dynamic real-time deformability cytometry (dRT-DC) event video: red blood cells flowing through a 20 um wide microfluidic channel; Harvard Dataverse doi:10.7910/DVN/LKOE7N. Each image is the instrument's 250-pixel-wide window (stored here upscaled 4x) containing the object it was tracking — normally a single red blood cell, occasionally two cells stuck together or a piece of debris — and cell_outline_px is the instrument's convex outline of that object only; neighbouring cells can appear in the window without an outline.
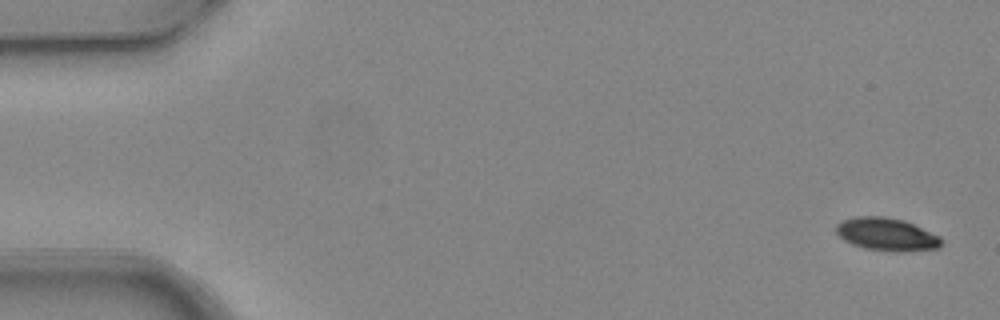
{"species": "common noctule bat (a hibernating species)", "species_latin": "Nyctalus noctula", "temperature_condition": "warm", "stored_images_in_passage": 6, "camera_frame_rate_fps": 3000, "um_per_image_px": 0.085, "animal": {"sex": "female", "body_mass_g": 24.6, "forearm_length_mm": 56.2}, "frame": {"image": 1, "passage_image": 1, "time_ms": 0.0, "image_size_px": [1000, 320], "cell_outline_px": [[940, 244], [936, 248], [900, 252], [892, 252], [864, 248], [852, 244], [844, 240], [836, 232], [836, 224], [844, 220], [856, 216], [884, 216], [904, 220], [940, 236]], "centroid_in_image_um": [75.33, 19.91], "position_along_channel_um": 9.7, "area_um2": 20.0}}
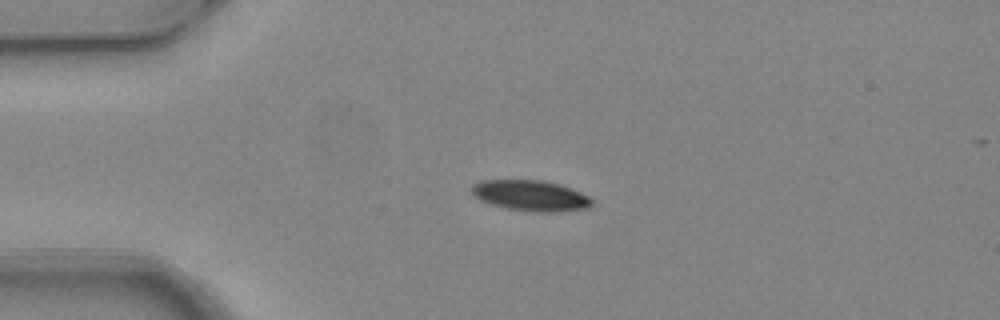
{"frame": {"image": 2, "passage_image": 4, "time_ms": 1.0, "image_size_px": [1000, 320], "cell_outline_px": [[592, 204], [588, 208], [556, 212], [540, 212], [504, 208], [480, 200], [472, 196], [472, 184], [480, 180], [544, 180], [560, 184], [572, 188], [588, 196], [592, 200]], "centroid_in_image_um": [45.09, 16.62], "position_along_channel_um": 39.9, "area_um2": 21.62}}